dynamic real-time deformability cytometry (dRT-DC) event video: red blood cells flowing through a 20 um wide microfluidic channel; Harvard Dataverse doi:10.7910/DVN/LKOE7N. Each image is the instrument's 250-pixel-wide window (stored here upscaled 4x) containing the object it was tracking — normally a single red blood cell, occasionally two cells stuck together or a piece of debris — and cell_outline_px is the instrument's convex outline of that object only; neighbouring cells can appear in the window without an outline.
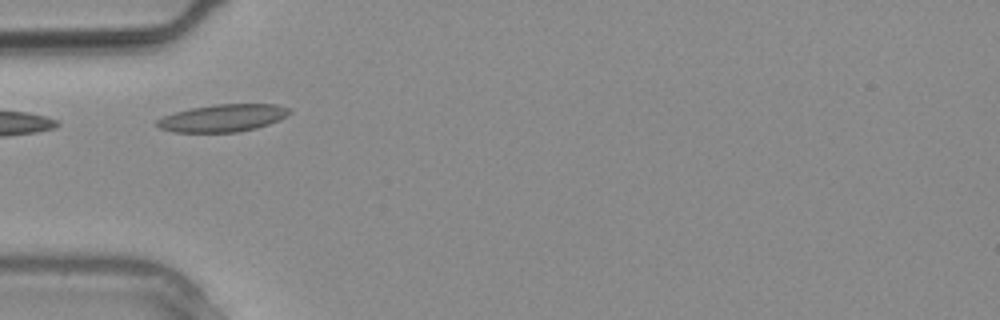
{"species": "common noctule bat (a hibernating species)", "species_latin": "Nyctalus noctula", "temperature_condition": "warm", "stored_images_in_passage": 7, "camera_frame_rate_fps": 3000, "um_per_image_px": 0.085, "animal": {"sex": "male", "body_mass_g": 20.4}, "frame": {"image": 1, "passage_image": 2, "time_ms": 0.333, "image_size_px": [1000, 320], "cell_outline_px": [[292, 112], [288, 116], [280, 120], [256, 128], [240, 132], [172, 132], [160, 128], [152, 124], [156, 120], [164, 116], [176, 112], [192, 108], [216, 104], [276, 104], [292, 108]], "centroid_in_image_um": [18.97, 10.03], "position_along_channel_um": 66.0, "area_um2": 21.39}}